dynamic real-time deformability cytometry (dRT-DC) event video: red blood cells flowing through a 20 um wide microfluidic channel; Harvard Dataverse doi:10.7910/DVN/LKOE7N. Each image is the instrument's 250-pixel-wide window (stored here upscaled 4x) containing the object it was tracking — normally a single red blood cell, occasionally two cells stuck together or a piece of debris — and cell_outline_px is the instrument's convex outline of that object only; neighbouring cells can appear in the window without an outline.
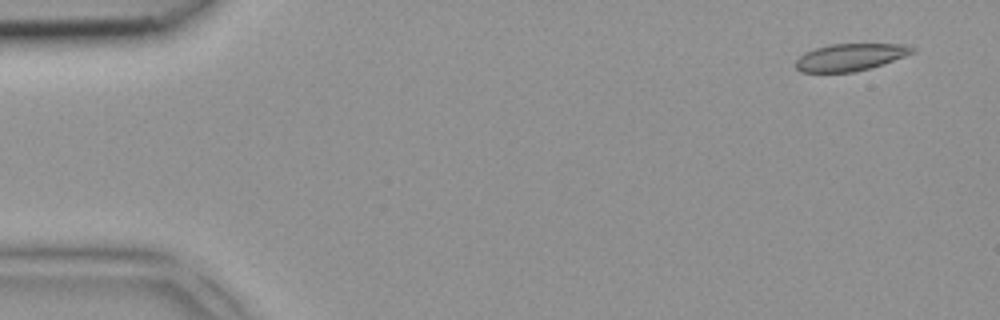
{"species": "common noctule bat (a hibernating species)", "species_latin": "Nyctalus noctula", "temperature_condition": "room temperature", "stored_images_in_passage": 5, "camera_frame_rate_fps": 3000, "um_per_image_px": 0.085, "animal": {"sex": "female", "body_mass_g": 18.4}, "frame": {"image": 1, "passage_image": 1, "time_ms": 0.0, "image_size_px": [1000, 320], "cell_outline_px": [[916, 52], [872, 68], [852, 72], [800, 72], [796, 68], [796, 60], [804, 52], [828, 44], [908, 44], [916, 48]], "centroid_in_image_um": [72.3, 4.85], "position_along_channel_um": 12.7, "area_um2": 18.61}}
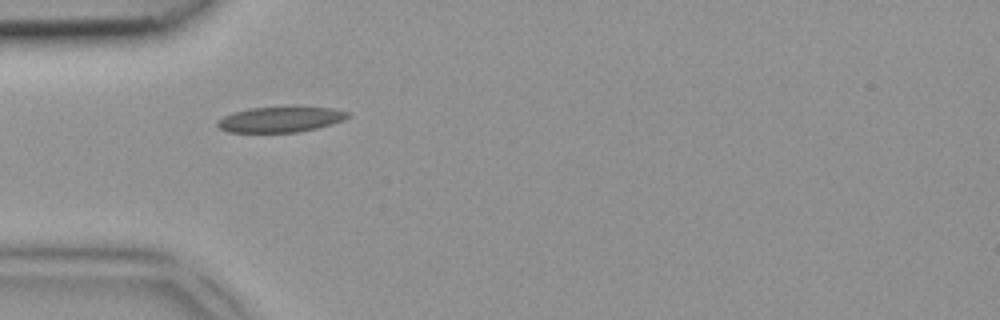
{"frame": {"image": 2, "passage_image": 4, "time_ms": 1.0, "image_size_px": [1000, 320], "cell_outline_px": [[352, 116], [344, 120], [332, 124], [316, 128], [296, 132], [228, 132], [220, 128], [216, 124], [224, 116], [248, 108], [296, 104], [332, 108], [352, 112]], "centroid_in_image_um": [23.96, 10.1], "position_along_channel_um": 61.0, "area_um2": 20.17}}